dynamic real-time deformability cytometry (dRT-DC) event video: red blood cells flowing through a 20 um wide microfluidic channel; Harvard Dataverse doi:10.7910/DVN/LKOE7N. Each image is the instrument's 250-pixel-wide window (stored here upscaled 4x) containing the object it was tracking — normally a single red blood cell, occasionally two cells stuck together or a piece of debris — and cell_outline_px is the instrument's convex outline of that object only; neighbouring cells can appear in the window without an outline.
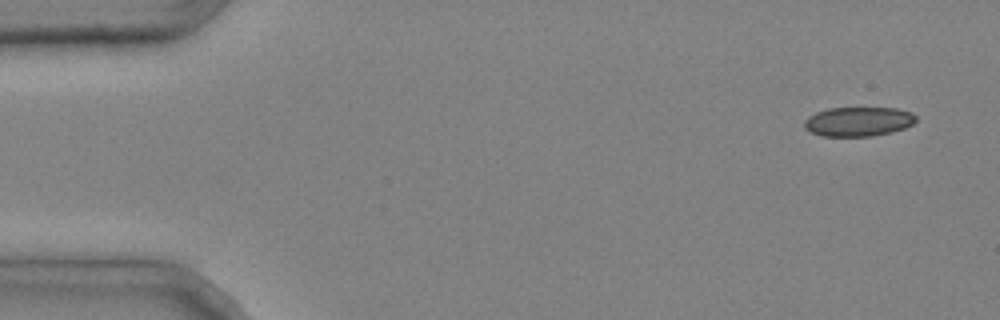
{"species": "common noctule bat (a hibernating species)", "species_latin": "Nyctalus noctula", "temperature_condition": "cold", "stored_images_in_passage": 4, "camera_frame_rate_fps": 3000, "um_per_image_px": 0.085, "animal": {"sex": "male", "body_mass_g": 20.4}, "frame": {"image": 1, "passage_image": 1, "time_ms": 0.0, "image_size_px": [1000, 320], "cell_outline_px": [[916, 120], [912, 124], [904, 128], [892, 132], [872, 136], [824, 136], [812, 132], [804, 128], [804, 120], [808, 116], [816, 112], [828, 108], [896, 108], [912, 112], [916, 116]], "centroid_in_image_um": [72.96, 10.33], "position_along_channel_um": 12.0, "area_um2": 19.13}}
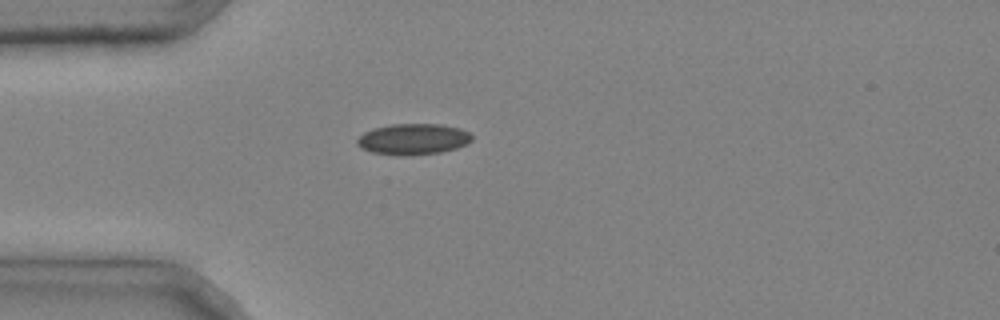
{"frame": {"image": 2, "passage_image": 4, "time_ms": 1.0, "image_size_px": [1000, 320], "cell_outline_px": [[472, 140], [468, 144], [456, 148], [440, 152], [408, 156], [396, 156], [372, 152], [360, 148], [356, 144], [356, 140], [364, 132], [372, 128], [392, 124], [440, 124], [460, 128], [468, 132], [472, 136]], "centroid_in_image_um": [35.09, 11.83], "position_along_channel_um": 49.9, "area_um2": 20.98}}